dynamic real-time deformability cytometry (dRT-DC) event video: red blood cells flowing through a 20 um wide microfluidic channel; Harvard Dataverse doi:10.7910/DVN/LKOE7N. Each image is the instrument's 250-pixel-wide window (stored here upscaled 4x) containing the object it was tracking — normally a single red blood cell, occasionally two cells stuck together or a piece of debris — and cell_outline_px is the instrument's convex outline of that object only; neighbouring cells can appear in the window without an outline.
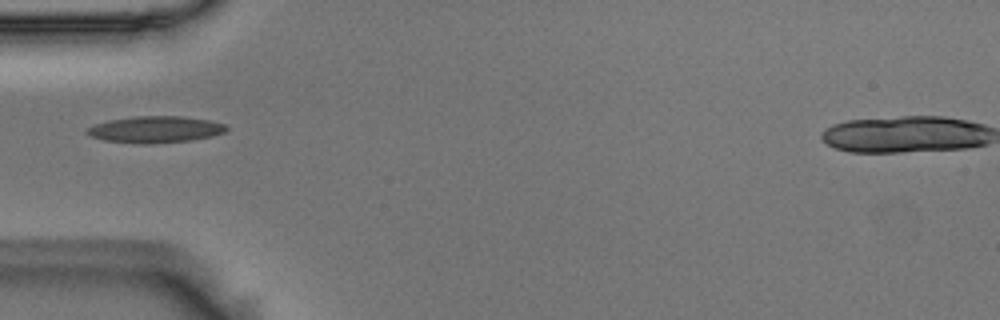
{"species": "Egyptian fruit bat (a non-hibernating species)", "species_latin": "Rousettus aegyptiacus", "temperature_condition": "room temperature", "stored_images_in_passage": 1, "camera_frame_rate_fps": 3000, "um_per_image_px": 0.085, "animal": {"sex": "male"}, "frame": {"image": 1, "passage_image": 1, "time_ms": 0.0, "image_size_px": [1000, 320], "cell_outline_px": [[228, 128], [224, 132], [212, 136], [192, 140], [104, 140], [92, 136], [84, 132], [88, 128], [96, 124], [108, 120], [136, 116], [184, 116], [212, 120], [224, 124]], "centroid_in_image_um": [13.28, 10.93], "position_along_channel_um": 71.7, "area_um2": 20.23}}